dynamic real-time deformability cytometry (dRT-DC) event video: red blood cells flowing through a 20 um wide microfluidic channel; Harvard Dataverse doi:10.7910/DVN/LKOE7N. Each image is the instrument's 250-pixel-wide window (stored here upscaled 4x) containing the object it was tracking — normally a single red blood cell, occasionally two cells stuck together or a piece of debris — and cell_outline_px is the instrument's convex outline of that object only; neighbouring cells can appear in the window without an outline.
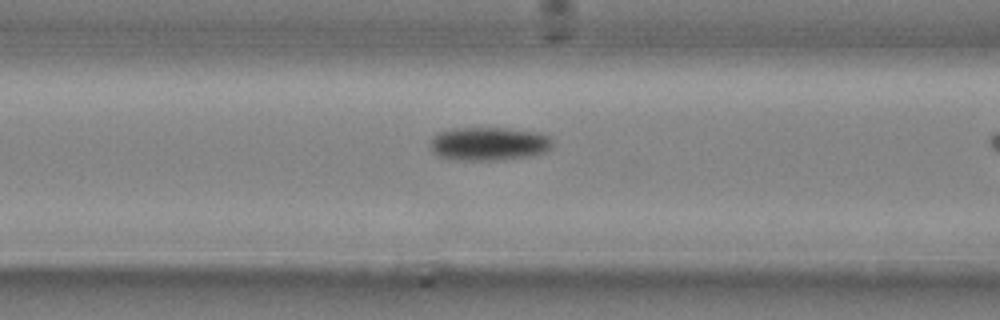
{"species": "common noctule bat (a hibernating species)", "species_latin": "Nyctalus noctula", "temperature_condition": "cold", "stored_images_in_passage": 11, "camera_frame_rate_fps": 3000, "um_per_image_px": 0.085, "animal": {"sex": "male", "body_mass_g": 20.4}, "frame": {"image": 1, "passage_image": 7, "time_ms": 2.0, "image_size_px": [1000, 320], "cell_outline_px": [[552, 148], [544, 152], [532, 156], [496, 160], [452, 160], [436, 156], [428, 148], [428, 144], [432, 136], [436, 132], [452, 128], [508, 128], [540, 132], [548, 136], [552, 140]], "centroid_in_image_um": [41.48, 12.22], "position_along_channel_um": 125.1, "area_um2": 24.51}}
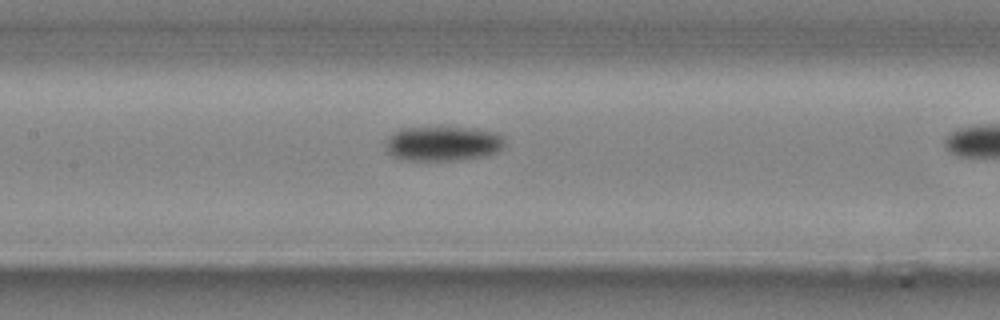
{"frame": {"image": 2, "passage_image": 10, "time_ms": 3.0, "image_size_px": [1000, 320], "cell_outline_px": [[504, 148], [488, 156], [460, 160], [400, 160], [392, 156], [388, 152], [384, 144], [384, 140], [392, 132], [400, 128], [476, 128], [496, 132], [504, 136]], "centroid_in_image_um": [37.64, 12.21], "position_along_channel_um": 169.8, "area_um2": 24.57}}